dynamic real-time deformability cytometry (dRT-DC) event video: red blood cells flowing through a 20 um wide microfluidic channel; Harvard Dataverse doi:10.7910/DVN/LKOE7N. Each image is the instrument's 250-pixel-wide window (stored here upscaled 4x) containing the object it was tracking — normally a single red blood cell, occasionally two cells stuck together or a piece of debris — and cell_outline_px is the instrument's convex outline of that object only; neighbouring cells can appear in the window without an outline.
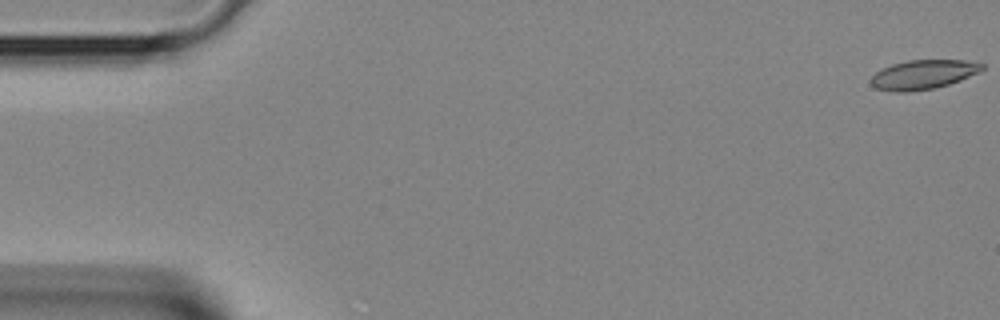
{"species": "Egyptian fruit bat (a non-hibernating species)", "species_latin": "Rousettus aegyptiacus", "temperature_condition": "room temperature", "stored_images_in_passage": 3, "camera_frame_rate_fps": 3000, "um_per_image_px": 0.085, "animal": {"sex": "female"}, "frame": {"image": 1, "passage_image": 1, "time_ms": 0.0, "image_size_px": [1000, 320], "cell_outline_px": [[984, 68], [980, 72], [960, 80], [936, 88], [908, 92], [892, 92], [876, 88], [868, 80], [876, 72], [892, 64], [908, 60], [964, 60], [984, 64]], "centroid_in_image_um": [78.46, 6.34], "position_along_channel_um": 6.5, "area_um2": 19.02}}